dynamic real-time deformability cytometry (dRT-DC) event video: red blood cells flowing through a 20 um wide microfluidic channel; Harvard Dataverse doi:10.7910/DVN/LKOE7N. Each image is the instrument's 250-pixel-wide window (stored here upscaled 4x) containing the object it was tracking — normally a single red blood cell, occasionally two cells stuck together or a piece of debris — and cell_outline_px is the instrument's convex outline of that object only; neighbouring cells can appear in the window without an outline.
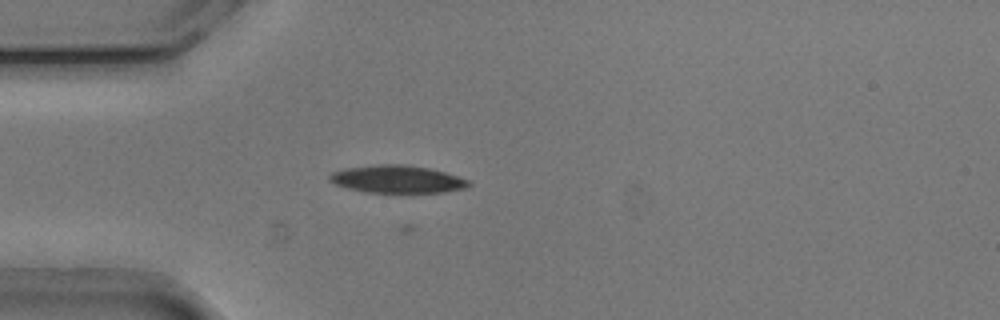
{"species": "common noctule bat (a hibernating species)", "species_latin": "Nyctalus noctula", "temperature_condition": "cold", "stored_images_in_passage": 53, "camera_frame_rate_fps": 3000, "um_per_image_px": 0.085, "animal": {"sex": "male", "body_mass_g": 20.5, "forearm_length_mm": 52.5}, "frame": {"image": 1, "passage_image": 14, "time_ms": 4.333, "image_size_px": [1000, 320], "cell_outline_px": [[472, 184], [464, 188], [444, 192], [364, 192], [348, 188], [336, 184], [328, 180], [328, 176], [332, 172], [344, 168], [380, 164], [404, 164], [428, 168], [444, 172], [468, 180]], "centroid_in_image_um": [33.72, 15.22], "position_along_channel_um": 51.3, "area_um2": 22.2}}
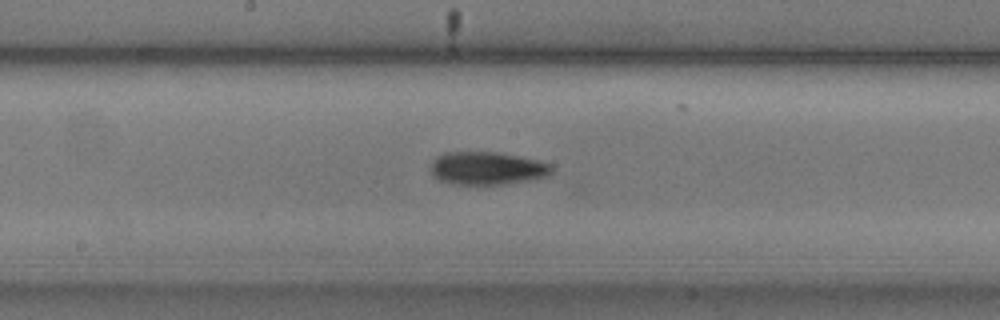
{"frame": {"image": 2, "passage_image": 27, "time_ms": 8.667, "image_size_px": [1000, 320], "cell_outline_px": [[552, 172], [548, 176], [528, 180], [504, 184], [452, 184], [440, 180], [432, 176], [432, 160], [436, 156], [444, 152], [500, 152], [536, 160], [552, 164]], "centroid_in_image_um": [41.39, 14.29], "position_along_channel_um": 206.8, "area_um2": 23.24}}
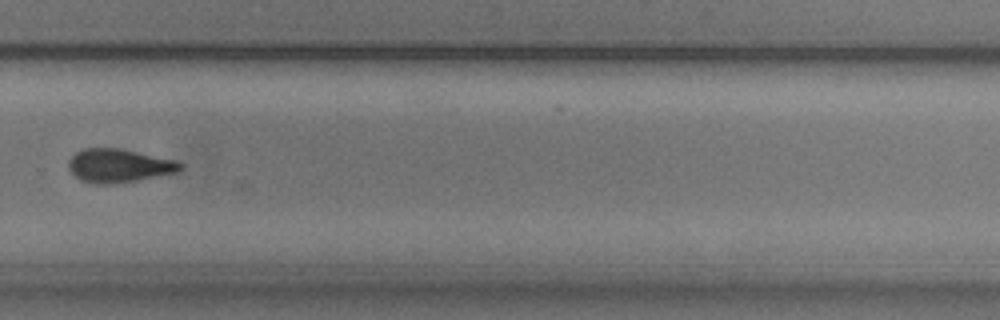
{"frame": {"image": 3, "passage_image": 36, "time_ms": 11.667, "image_size_px": [1000, 320], "cell_outline_px": [[184, 168], [176, 172], [136, 180], [112, 184], [92, 184], [80, 180], [68, 168], [68, 160], [76, 152], [84, 148], [120, 148], [176, 160], [184, 164]], "centroid_in_image_um": [10.1, 14.08], "position_along_channel_um": 319.7, "area_um2": 21.85}}